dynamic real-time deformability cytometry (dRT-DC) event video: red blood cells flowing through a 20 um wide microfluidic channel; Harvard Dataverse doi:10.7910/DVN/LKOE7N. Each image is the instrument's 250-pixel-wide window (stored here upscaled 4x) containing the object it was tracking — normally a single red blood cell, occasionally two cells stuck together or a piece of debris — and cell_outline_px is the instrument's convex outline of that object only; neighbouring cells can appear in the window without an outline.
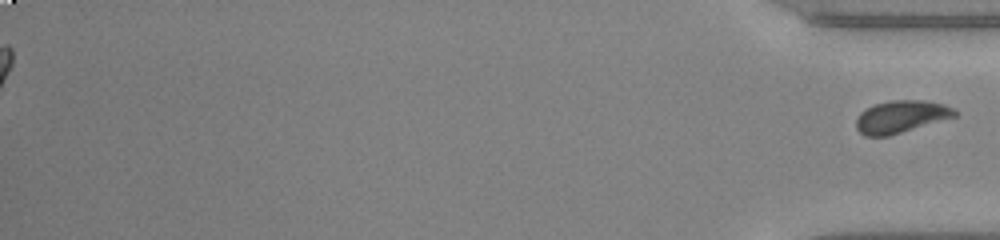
{"species": "common noctule bat (a hibernating species)", "species_latin": "Nyctalus noctula", "temperature_condition": "warm", "stored_images_in_passage": 45, "segment_of_instrument_passage": [2, 2], "camera_frame_rate_fps": 3000, "um_per_image_px": 0.085, "animal": {"sex": "male", "body_mass_g": 20.0, "forearm_length_mm": 53.3}, "frame": {"image": 1, "passage_image": 45, "time_ms": 14.667, "image_size_px": [1000, 240], "cell_outline_px": [[960, 112], [956, 116], [888, 136], [864, 136], [856, 128], [856, 120], [860, 112], [876, 104], [892, 100], [924, 100], [944, 104]], "centroid_in_image_um": [76.59, 9.91], "position_along_channel_um": 358.6, "area_um2": 18.44}}